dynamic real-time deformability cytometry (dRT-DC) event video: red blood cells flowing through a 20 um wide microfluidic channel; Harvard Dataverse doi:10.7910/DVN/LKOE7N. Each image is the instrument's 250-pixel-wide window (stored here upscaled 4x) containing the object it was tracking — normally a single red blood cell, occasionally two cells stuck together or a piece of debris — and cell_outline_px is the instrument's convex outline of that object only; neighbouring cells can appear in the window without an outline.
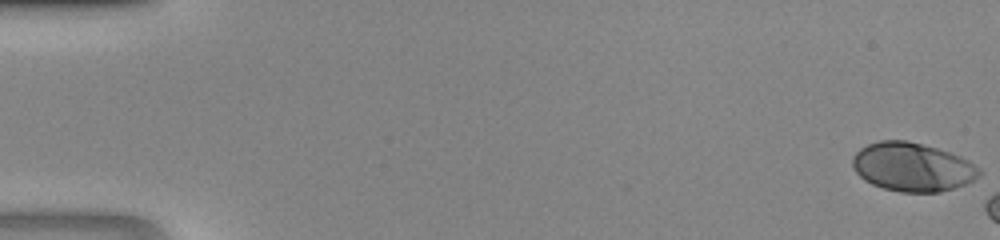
{"species": "human", "species_latin": "Homo sapiens", "temperature_condition": "room temperature", "stored_images_in_passage": 13, "camera_frame_rate_fps": 3000, "um_per_image_px": 0.085, "donor": {"sex": "male"}, "frame": {"image": 1, "passage_image": 1, "time_ms": 0.0, "image_size_px": [1000, 240], "cell_outline_px": [[984, 172], [980, 176], [964, 184], [940, 192], [900, 192], [884, 188], [872, 184], [864, 180], [856, 172], [852, 164], [852, 156], [860, 148], [868, 144], [880, 140], [904, 140], [936, 148], [960, 156], [968, 160], [980, 168]], "centroid_in_image_um": [77.55, 14.2], "position_along_channel_um": 7.5, "area_um2": 35.84}}